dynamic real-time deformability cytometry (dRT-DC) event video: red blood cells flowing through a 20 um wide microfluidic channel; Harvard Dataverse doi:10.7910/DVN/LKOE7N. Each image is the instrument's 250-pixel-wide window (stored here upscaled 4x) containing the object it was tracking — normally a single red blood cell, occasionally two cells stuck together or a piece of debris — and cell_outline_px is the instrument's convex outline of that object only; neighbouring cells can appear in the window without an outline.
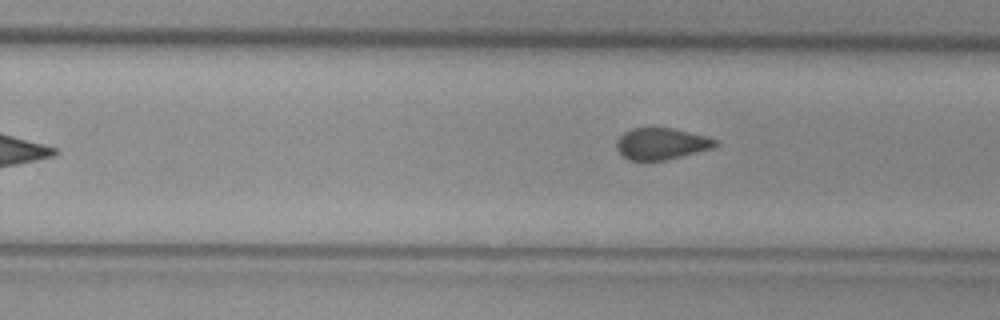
{"species": "common noctule bat (a hibernating species)", "species_latin": "Nyctalus noctula", "temperature_condition": "cold", "stored_images_in_passage": 9, "camera_frame_rate_fps": 3000, "um_per_image_px": 0.085, "animal": {"sex": "female", "body_mass_g": 29.2, "forearm_length_mm": 56.3}, "frame": {"image": 1, "passage_image": 9, "time_ms": 2.667, "image_size_px": [1000, 320], "cell_outline_px": [[720, 144], [716, 148], [668, 160], [628, 160], [616, 148], [616, 140], [624, 132], [632, 128], [672, 128], [708, 136], [716, 140]], "centroid_in_image_um": [56.27, 12.22], "position_along_channel_um": 273.5, "area_um2": 18.44}}